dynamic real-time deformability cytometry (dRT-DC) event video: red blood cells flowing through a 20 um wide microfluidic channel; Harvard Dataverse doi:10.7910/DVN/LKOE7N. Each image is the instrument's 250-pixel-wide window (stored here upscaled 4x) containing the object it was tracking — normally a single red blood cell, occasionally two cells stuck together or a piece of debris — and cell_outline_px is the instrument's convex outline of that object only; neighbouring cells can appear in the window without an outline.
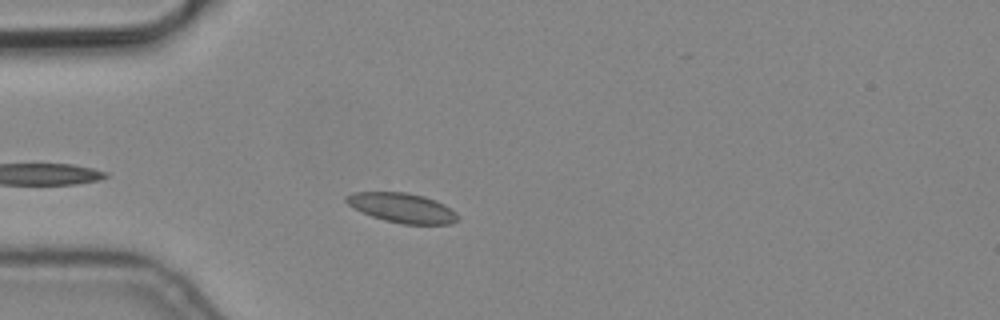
{"species": "common noctule bat (a hibernating species)", "species_latin": "Nyctalus noctula", "temperature_condition": "cold", "stored_images_in_passage": 3, "camera_frame_rate_fps": 3000, "um_per_image_px": 0.085, "animal": {"sex": "male", "body_mass_g": 19.2, "forearm_length_mm": 51.8}, "frame": {"image": 1, "passage_image": 3, "time_ms": 0.667, "image_size_px": [1000, 320], "cell_outline_px": [[460, 216], [452, 224], [404, 224], [384, 220], [372, 216], [352, 208], [344, 200], [344, 196], [356, 192], [408, 192], [424, 196], [436, 200], [452, 208]], "centroid_in_image_um": [34.19, 17.66], "position_along_channel_um": 50.8, "area_um2": 19.42}}